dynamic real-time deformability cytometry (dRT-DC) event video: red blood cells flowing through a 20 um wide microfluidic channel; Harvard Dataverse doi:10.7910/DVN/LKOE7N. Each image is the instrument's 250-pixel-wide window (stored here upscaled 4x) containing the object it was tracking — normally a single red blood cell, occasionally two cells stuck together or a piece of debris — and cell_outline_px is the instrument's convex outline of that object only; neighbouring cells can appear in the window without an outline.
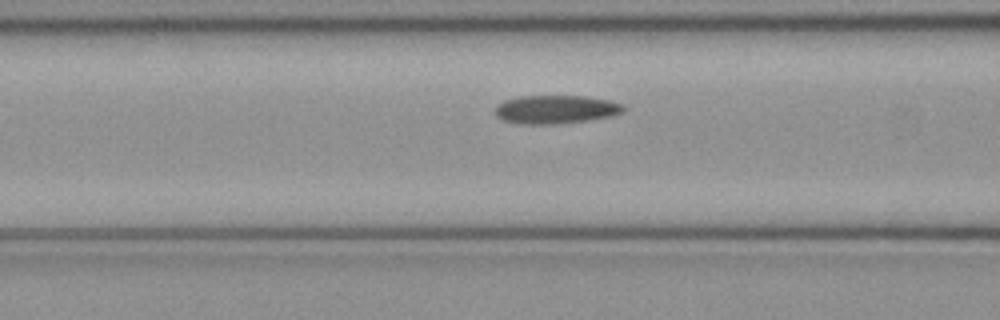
{"species": "common noctule bat (a hibernating species)", "species_latin": "Nyctalus noctula", "temperature_condition": "cold", "stored_images_in_passage": 42, "camera_frame_rate_fps": 3000, "um_per_image_px": 0.085, "animal": {"sex": "female", "body_mass_g": 21.9}, "frame": {"image": 1, "passage_image": 11, "time_ms": 3.333, "image_size_px": [1000, 320], "cell_outline_px": [[624, 112], [612, 116], [588, 120], [560, 124], [520, 124], [500, 120], [496, 116], [496, 104], [504, 100], [520, 96], [584, 96], [612, 100], [624, 104]], "centroid_in_image_um": [47.25, 9.3], "position_along_channel_um": 119.4, "area_um2": 21.62}}
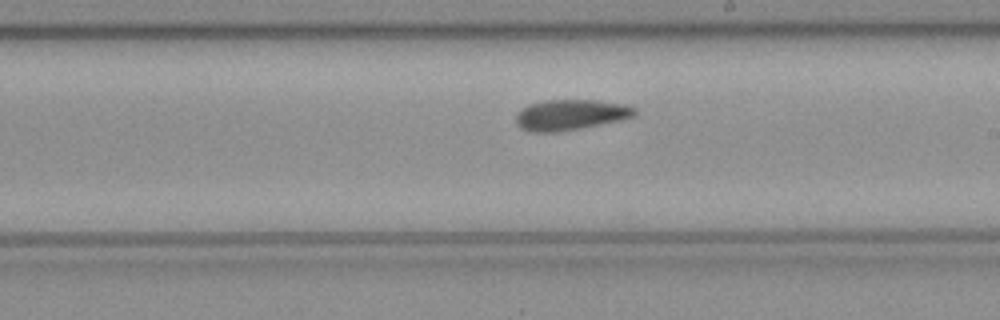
{"frame": {"image": 2, "passage_image": 20, "time_ms": 6.333, "image_size_px": [1000, 320], "cell_outline_px": [[636, 116], [620, 120], [560, 132], [532, 132], [520, 128], [516, 124], [516, 112], [532, 104], [548, 100], [596, 100], [624, 104], [636, 108]], "centroid_in_image_um": [48.5, 9.76], "position_along_channel_um": 240.5, "area_um2": 21.1}}
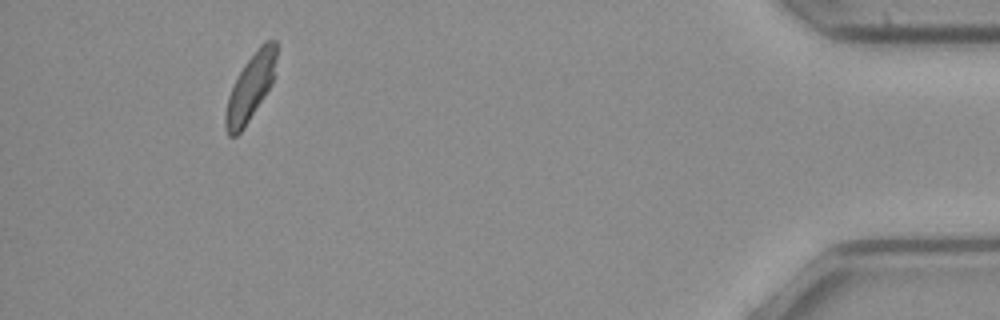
{"frame": {"image": 3, "passage_image": 38, "time_ms": 12.333, "image_size_px": [1000, 320], "cell_outline_px": [[276, 56], [272, 84], [244, 128], [236, 136], [228, 136], [224, 128], [224, 116], [228, 96], [244, 64], [260, 44], [264, 40], [276, 40]], "centroid_in_image_um": [21.27, 7.45], "position_along_channel_um": 413.9, "area_um2": 19.54}, "authors_computed_cell_mechanics": {"area_um2": 21.0681, "velocity_mm_per_s": 4.0339, "shape_relaxation_time_tau1_ms": 5.0857, "shape_relaxation_time_tau2_ms": 5.9877, "deformation_change_tau1": 0.1262, "deformation_change_tau2": 0.1113}}